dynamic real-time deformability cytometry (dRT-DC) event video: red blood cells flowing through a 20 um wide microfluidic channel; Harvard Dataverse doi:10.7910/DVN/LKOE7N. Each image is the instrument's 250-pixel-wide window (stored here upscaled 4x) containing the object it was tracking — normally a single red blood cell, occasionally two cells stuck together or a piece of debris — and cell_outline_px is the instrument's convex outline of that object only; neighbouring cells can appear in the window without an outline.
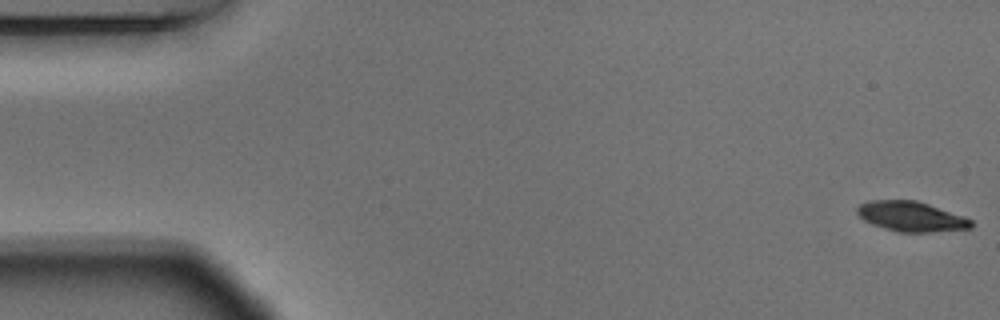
{"species": "Egyptian fruit bat (a non-hibernating species)", "species_latin": "Rousettus aegyptiacus", "temperature_condition": "warm", "stored_images_in_passage": 55, "camera_frame_rate_fps": 3000, "um_per_image_px": 0.085, "animal": {"sex": "male"}, "frame": {"image": 1, "passage_image": 1, "time_ms": 0.0, "image_size_px": [1000, 320], "cell_outline_px": [[972, 228], [932, 232], [896, 232], [872, 224], [864, 220], [856, 212], [856, 208], [860, 204], [868, 200], [916, 200], [964, 216], [972, 220]], "centroid_in_image_um": [77.43, 18.4], "position_along_channel_um": 7.6, "area_um2": 19.94}}
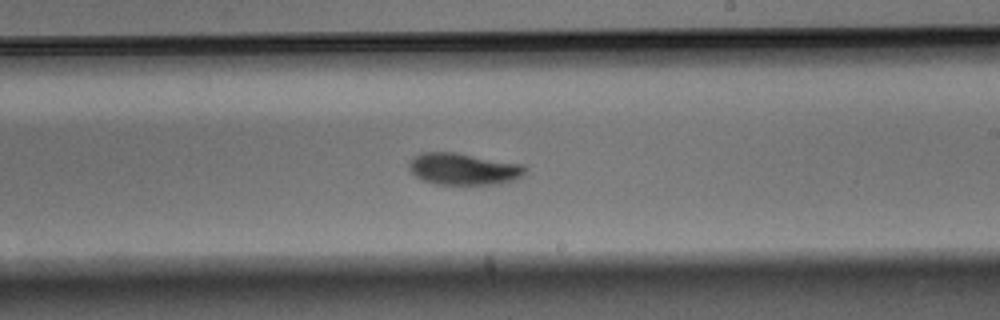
{"frame": {"image": 2, "passage_image": 32, "time_ms": 10.333, "image_size_px": [1000, 320], "cell_outline_px": [[528, 168], [524, 176], [516, 180], [500, 184], [436, 184], [424, 180], [416, 176], [408, 168], [408, 164], [420, 152], [456, 152], [524, 164]], "centroid_in_image_um": [39.47, 14.36], "position_along_channel_um": 249.5, "area_um2": 21.73}}
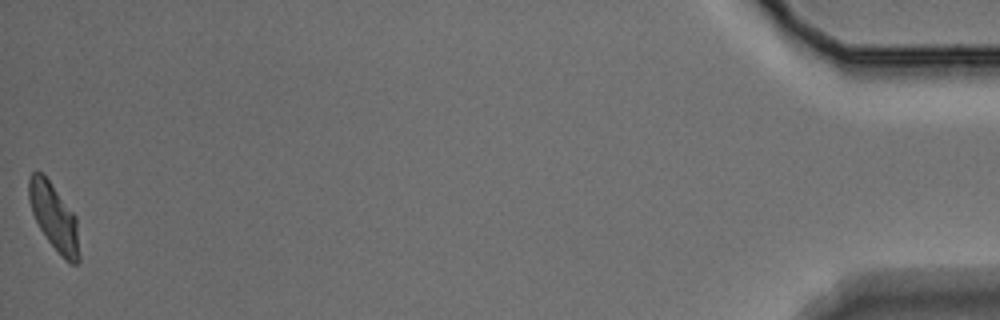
{"frame": {"image": 3, "passage_image": 55, "time_ms": 18.0, "image_size_px": [1000, 320], "cell_outline_px": [[80, 260], [76, 264], [72, 264], [48, 240], [40, 228], [32, 212], [28, 200], [28, 176], [32, 172], [40, 172], [48, 180], [76, 216], [80, 256]], "centroid_in_image_um": [4.58, 18.42], "position_along_channel_um": 430.6, "area_um2": 19.07}, "authors_computed_cell_mechanics": {"area_um2": 21.0392, "velocity_mm_per_s": 3.6586, "shape_relaxation_time_tau1_ms": 2.6587, "shape_relaxation_time_tau2_ms": 5.8386, "deformation_change_tau1": 0.1266, "deformation_change_tau2": 0.1004}}